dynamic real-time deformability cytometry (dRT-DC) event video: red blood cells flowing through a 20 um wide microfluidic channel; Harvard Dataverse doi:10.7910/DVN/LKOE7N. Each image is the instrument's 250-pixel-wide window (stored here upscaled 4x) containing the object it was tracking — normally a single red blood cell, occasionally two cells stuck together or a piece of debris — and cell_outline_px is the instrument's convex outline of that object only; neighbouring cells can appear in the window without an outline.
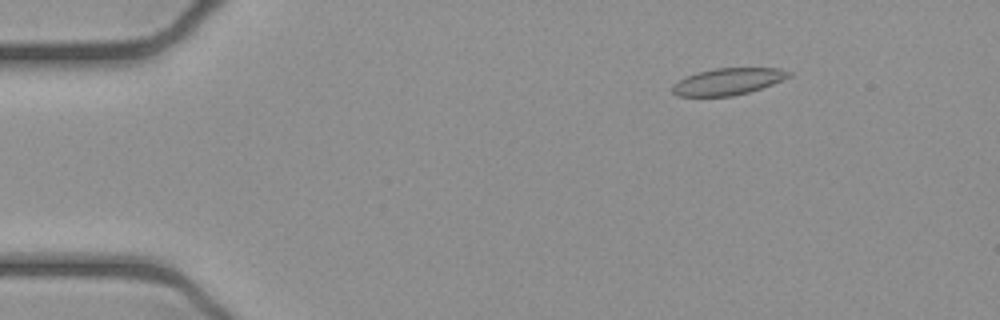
{"species": "common noctule bat (a hibernating species)", "species_latin": "Nyctalus noctula", "temperature_condition": "cold", "stored_images_in_passage": 53, "camera_frame_rate_fps": 3000, "um_per_image_px": 0.085, "animal": {"sex": "female", "body_mass_g": 21.9}, "frame": {"image": 1, "passage_image": 8, "time_ms": 2.333, "image_size_px": [1000, 320], "cell_outline_px": [[792, 76], [772, 84], [748, 92], [732, 96], [676, 96], [672, 92], [672, 84], [696, 72], [716, 68], [780, 68], [792, 72]], "centroid_in_image_um": [61.88, 6.92], "position_along_channel_um": 23.1, "area_um2": 18.09}}
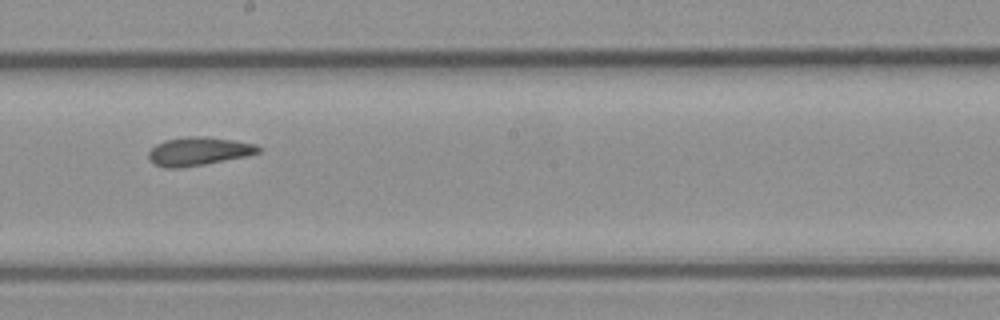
{"frame": {"image": 2, "passage_image": 30, "time_ms": 9.667, "image_size_px": [1000, 320], "cell_outline_px": [[260, 152], [244, 156], [204, 164], [180, 168], [164, 168], [148, 160], [148, 152], [156, 144], [164, 140], [192, 136], [208, 136], [256, 144], [260, 148]], "centroid_in_image_um": [16.83, 12.85], "position_along_channel_um": 231.4, "area_um2": 18.03}}
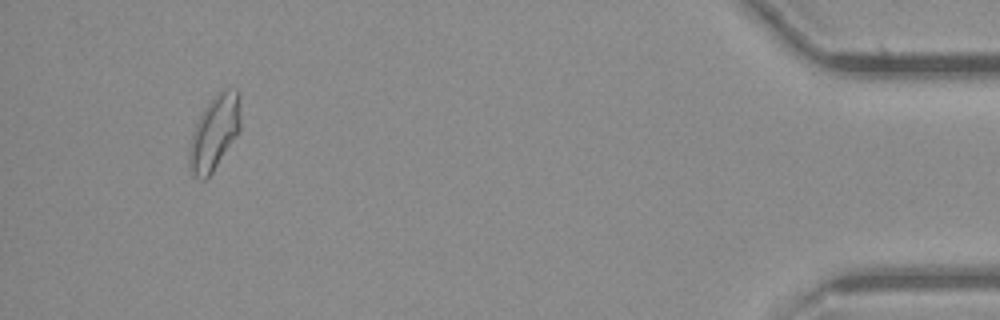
{"frame": {"image": 3, "passage_image": 50, "time_ms": 16.333, "image_size_px": [1000, 320], "cell_outline_px": [[240, 128], [236, 136], [212, 172], [204, 180], [200, 180], [192, 172], [188, 164], [188, 148], [196, 124], [204, 108], [224, 88], [236, 88], [240, 92]], "centroid_in_image_um": [18.24, 11.26], "position_along_channel_um": 417.0, "area_um2": 21.96}, "authors_computed_cell_mechanics": {"area_um2": 18.5538, "velocity_mm_per_s": 3.8951, "shape_relaxation_time_tau1_ms": null, "shape_relaxation_time_tau2_ms": 2.5585, "deformation_change_tau1": null, "deformation_change_tau2": 0.092}}